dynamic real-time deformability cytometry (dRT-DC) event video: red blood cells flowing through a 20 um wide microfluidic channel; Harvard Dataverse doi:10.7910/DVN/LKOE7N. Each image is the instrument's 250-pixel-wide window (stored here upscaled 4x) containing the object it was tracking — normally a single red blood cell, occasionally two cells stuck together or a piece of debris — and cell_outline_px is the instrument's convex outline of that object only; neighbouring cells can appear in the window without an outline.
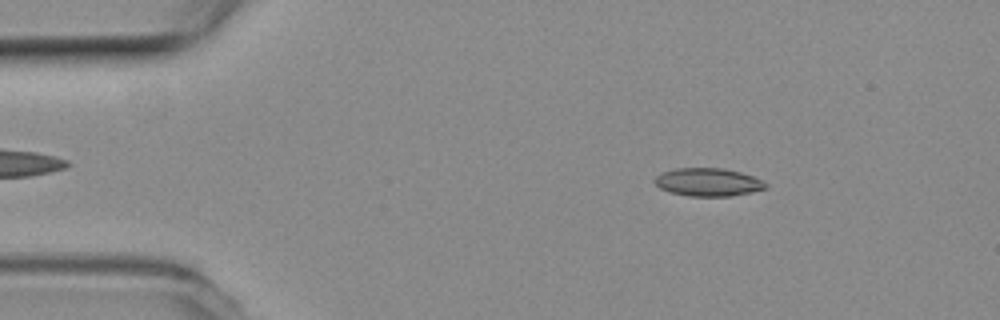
{"species": "common noctule bat (a hibernating species)", "species_latin": "Nyctalus noctula", "temperature_condition": "room temperature", "stored_images_in_passage": 35, "camera_frame_rate_fps": 3000, "um_per_image_px": 0.085, "animal": {"sex": "female", "body_mass_g": 19.3, "forearm_length_mm": 54.1}, "frame": {"image": 1, "passage_image": 7, "time_ms": 2.0, "image_size_px": [1000, 320], "cell_outline_px": [[768, 188], [728, 196], [688, 196], [668, 192], [660, 188], [652, 180], [660, 172], [676, 168], [724, 168], [740, 172], [752, 176], [768, 184]], "centroid_in_image_um": [60.13, 15.47], "position_along_channel_um": 24.9, "area_um2": 18.15}}
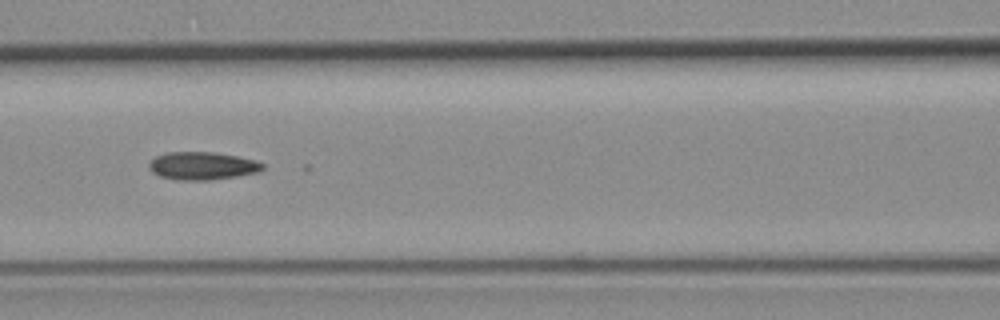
{"frame": {"image": 2, "passage_image": 22, "time_ms": 7.0, "image_size_px": [1000, 320], "cell_outline_px": [[264, 168], [260, 172], [236, 176], [208, 180], [180, 180], [160, 176], [152, 172], [148, 168], [148, 164], [156, 156], [168, 152], [212, 152], [236, 156], [256, 160], [264, 164]], "centroid_in_image_um": [17.2, 14.09], "position_along_channel_um": 149.4, "area_um2": 18.38}}
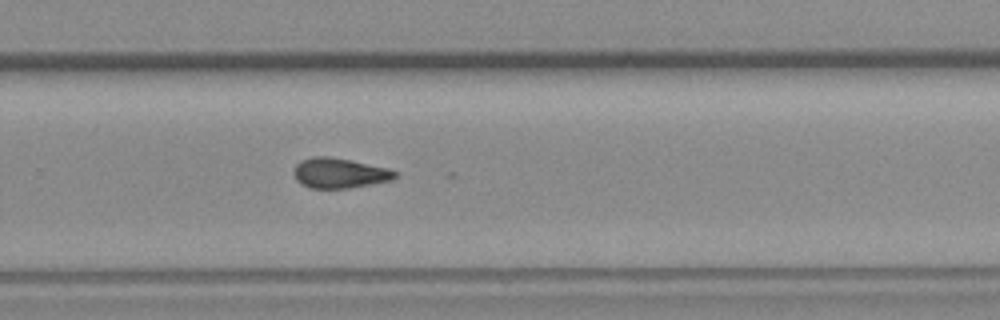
{"frame": {"image": 3, "passage_image": 34, "time_ms": 11.0, "image_size_px": [1000, 320], "cell_outline_px": [[396, 176], [392, 180], [372, 184], [348, 188], [308, 188], [300, 184], [296, 180], [292, 172], [296, 164], [300, 160], [312, 156], [328, 156], [388, 168], [396, 172]], "centroid_in_image_um": [28.79, 14.71], "position_along_channel_um": 301.0, "area_um2": 17.8}}